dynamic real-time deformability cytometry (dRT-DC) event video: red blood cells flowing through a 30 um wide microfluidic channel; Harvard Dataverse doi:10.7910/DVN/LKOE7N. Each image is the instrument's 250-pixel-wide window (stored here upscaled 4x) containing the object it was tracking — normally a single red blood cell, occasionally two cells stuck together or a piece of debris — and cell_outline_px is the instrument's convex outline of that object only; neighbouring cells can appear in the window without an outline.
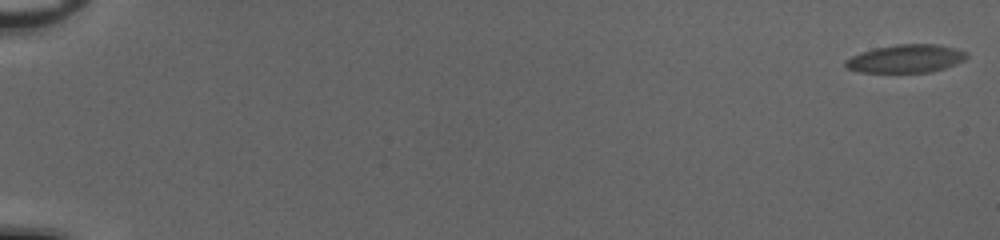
{"species": "common noctule bat (a hibernating species)", "species_latin": "Nyctalus noctula", "temperature_condition": "cold", "stored_images_in_passage": 58, "camera_frame_rate_fps": 3000, "um_per_image_px": 0.085, "animal": {"sex": "female", "body_mass_g": 20.0, "forearm_length_mm": 54.0}, "frame": {"image": 1, "passage_image": 1, "time_ms": 0.0, "image_size_px": [1000, 240], "cell_outline_px": [[968, 56], [964, 60], [956, 64], [932, 72], [860, 72], [848, 68], [844, 64], [844, 60], [852, 56], [876, 48], [896, 44], [932, 44], [952, 48], [968, 52]], "centroid_in_image_um": [77.01, 4.99], "position_along_channel_um": 8.0, "area_um2": 19.59}}
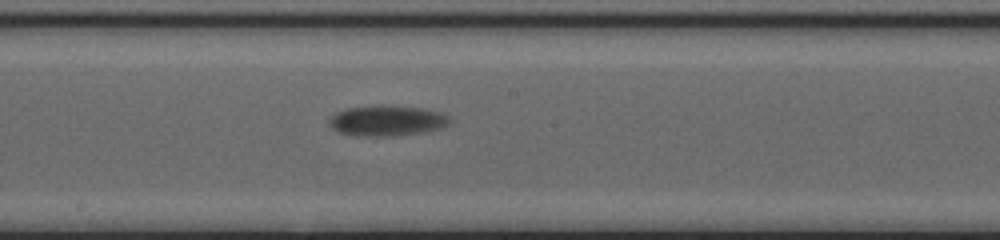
{"frame": {"image": 2, "passage_image": 34, "time_ms": 11.0, "image_size_px": [1000, 240], "cell_outline_px": [[452, 120], [444, 128], [424, 132], [392, 136], [356, 136], [340, 132], [332, 128], [328, 124], [328, 120], [336, 112], [348, 108], [420, 108], [440, 112], [448, 116]], "centroid_in_image_um": [32.92, 10.32], "position_along_channel_um": 215.3, "area_um2": 20.63}}
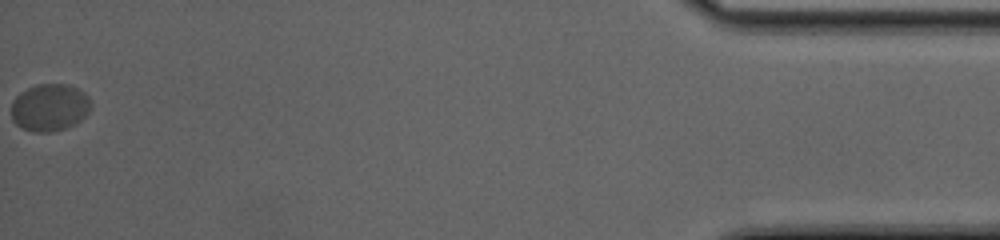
{"frame": {"image": 3, "passage_image": 58, "time_ms": 19.0, "image_size_px": [1000, 240], "cell_outline_px": [[92, 104], [88, 112], [76, 124], [52, 132], [32, 132], [20, 128], [12, 120], [12, 100], [20, 92], [36, 84], [68, 84], [84, 92], [88, 96]], "centroid_in_image_um": [4.21, 9.14], "position_along_channel_um": 431.0, "area_um2": 22.14}, "authors_computed_cell_mechanics": {"area_um2": 20.0277, "velocity_mm_per_s": 3.7794, "shape_relaxation_time_tau1_ms": 2.183, "shape_relaxation_time_tau2_ms": null, "deformation_change_tau1": 0.044, "deformation_change_tau2": null}}